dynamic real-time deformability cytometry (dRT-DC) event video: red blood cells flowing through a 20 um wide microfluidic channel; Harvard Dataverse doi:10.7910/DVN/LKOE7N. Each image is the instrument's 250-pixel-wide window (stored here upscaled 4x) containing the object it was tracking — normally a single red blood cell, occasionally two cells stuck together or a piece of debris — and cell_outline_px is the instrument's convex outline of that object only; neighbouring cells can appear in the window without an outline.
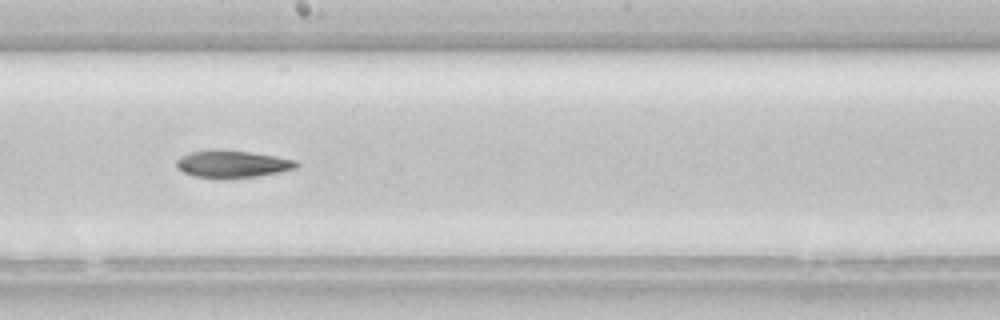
{"species": "common noctule bat (a hibernating species)", "species_latin": "Nyctalus noctula", "temperature_condition": "room temperature", "stored_images_in_passage": 38, "camera_frame_rate_fps": 3000, "um_per_image_px": 0.085, "animal": {"sex": "female", "body_mass_g": 22.7, "forearm_length_mm": 54.2}, "frame": {"image": 1, "passage_image": 17, "time_ms": 5.333, "image_size_px": [1000, 320], "cell_outline_px": [[300, 164], [296, 168], [280, 172], [256, 176], [228, 180], [196, 176], [184, 172], [176, 168], [176, 160], [180, 156], [188, 152], [212, 148], [220, 148], [276, 156], [296, 160]], "centroid_in_image_um": [19.71, 13.93], "position_along_channel_um": 228.5, "area_um2": 19.65}}